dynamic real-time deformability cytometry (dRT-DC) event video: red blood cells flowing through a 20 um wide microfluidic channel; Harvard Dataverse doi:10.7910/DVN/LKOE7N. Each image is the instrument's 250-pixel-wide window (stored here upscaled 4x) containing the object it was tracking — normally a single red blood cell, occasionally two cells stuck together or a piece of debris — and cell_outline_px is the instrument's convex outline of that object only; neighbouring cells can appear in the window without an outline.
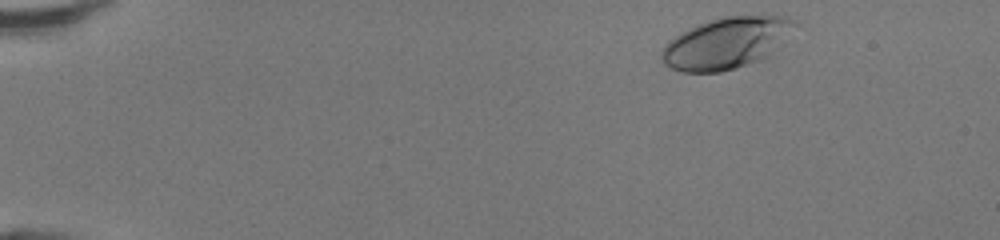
{"species": "human", "species_latin": "Homo sapiens", "temperature_condition": "room temperature", "stored_images_in_passage": 43, "camera_frame_rate_fps": 3000, "um_per_image_px": 0.085, "donor": {"sex": "female"}, "frame": {"image": 1, "passage_image": 1, "time_ms": 0.0, "image_size_px": [1000, 240], "cell_outline_px": [[800, 24], [780, 48], [768, 56], [760, 60], [736, 68], [720, 72], [680, 72], [664, 64], [660, 56], [660, 52], [664, 44], [668, 40], [680, 32], [708, 20], [720, 16], [764, 12], [784, 16], [796, 20]], "centroid_in_image_um": [61.83, 3.6], "position_along_channel_um": 23.2, "area_um2": 41.44}}
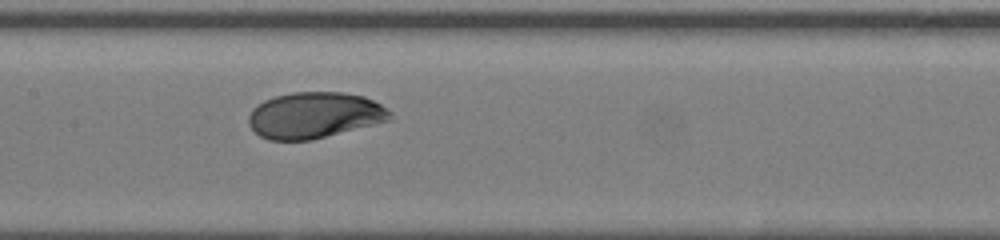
{"frame": {"image": 2, "passage_image": 20, "time_ms": 6.333, "image_size_px": [1000, 240], "cell_outline_px": [[392, 112], [388, 120], [312, 140], [268, 140], [260, 136], [248, 124], [248, 116], [252, 108], [256, 104], [264, 100], [276, 96], [292, 92], [344, 92], [364, 96], [388, 108]], "centroid_in_image_um": [26.69, 9.78], "position_along_channel_um": 180.7, "area_um2": 37.92}}
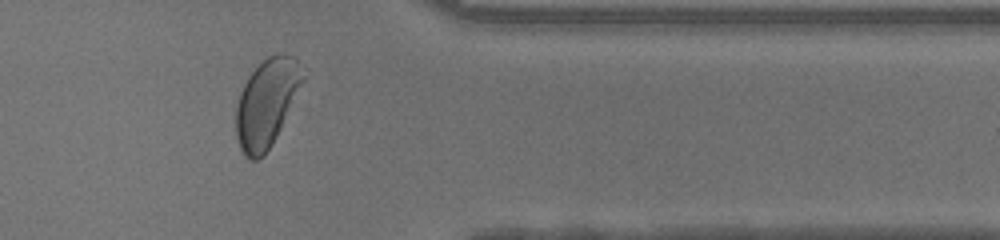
{"frame": {"image": 3, "passage_image": 35, "time_ms": 11.333, "image_size_px": [1000, 240], "cell_outline_px": [[308, 76], [272, 144], [264, 156], [256, 160], [252, 160], [244, 156], [240, 148], [236, 136], [236, 108], [240, 92], [248, 76], [268, 56], [280, 52], [284, 52], [292, 56], [308, 68]], "centroid_in_image_um": [22.73, 8.7], "position_along_channel_um": 388.7, "area_um2": 34.91}, "authors_computed_cell_mechanics": {"area_um2": 37.9168, "velocity_mm_per_s": 4.3153, "shape_relaxation_time_tau1_ms": 2.7232, "shape_relaxation_time_tau2_ms": null, "deformation_change_tau1": 0.1583, "deformation_change_tau2": null}}